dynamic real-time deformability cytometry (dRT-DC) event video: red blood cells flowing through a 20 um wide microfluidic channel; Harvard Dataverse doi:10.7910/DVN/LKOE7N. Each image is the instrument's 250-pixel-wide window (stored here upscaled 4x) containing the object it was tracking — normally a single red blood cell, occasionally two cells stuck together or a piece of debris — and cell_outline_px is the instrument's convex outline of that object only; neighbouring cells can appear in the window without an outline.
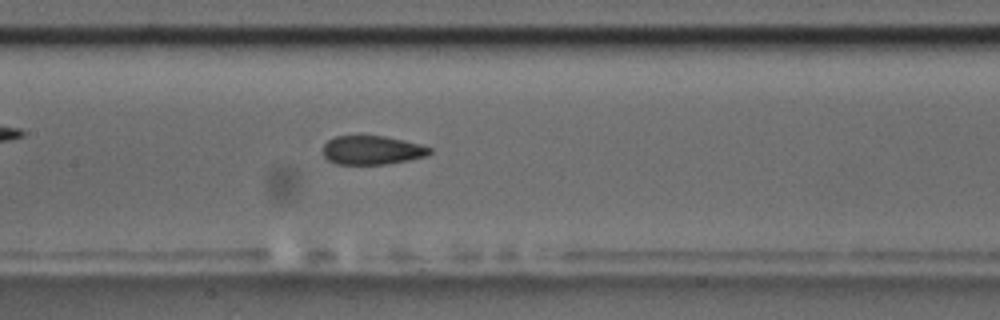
{"species": "common noctule bat (a hibernating species)", "species_latin": "Nyctalus noctula", "temperature_condition": "room temperature", "stored_images_in_passage": 9, "camera_frame_rate_fps": 3000, "um_per_image_px": 0.085, "animal": {"sex": "male", "body_mass_g": 17.5, "forearm_length_mm": 52.3}, "frame": {"image": 1, "passage_image": 9, "time_ms": 9.333, "image_size_px": [1000, 320], "cell_outline_px": [[432, 152], [424, 156], [408, 160], [388, 164], [336, 164], [328, 160], [324, 156], [324, 144], [328, 140], [336, 136], [384, 136], [404, 140], [420, 144], [432, 148]], "centroid_in_image_um": [31.63, 12.76], "position_along_channel_um": 175.8, "area_um2": 17.86}}